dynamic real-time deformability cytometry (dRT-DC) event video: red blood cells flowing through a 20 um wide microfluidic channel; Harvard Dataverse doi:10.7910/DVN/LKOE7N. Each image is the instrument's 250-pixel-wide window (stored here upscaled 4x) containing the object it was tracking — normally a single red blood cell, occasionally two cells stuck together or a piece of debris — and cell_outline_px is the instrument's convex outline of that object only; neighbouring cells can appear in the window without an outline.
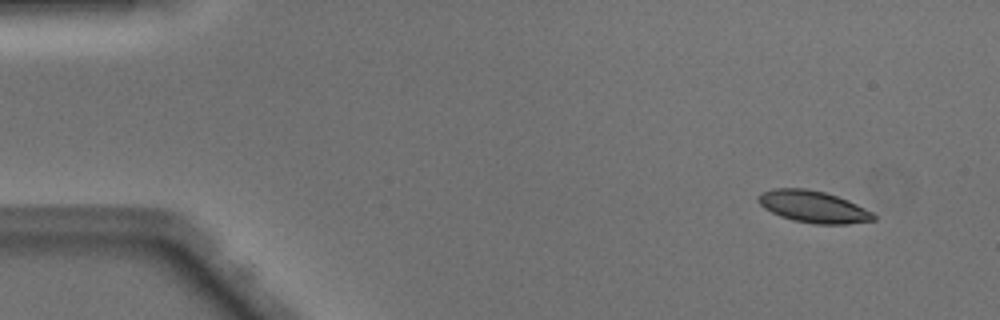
{"species": "Egyptian fruit bat (a non-hibernating species)", "species_latin": "Rousettus aegyptiacus", "temperature_condition": "warm", "stored_images_in_passage": 49, "camera_frame_rate_fps": 3000, "um_per_image_px": 0.085, "animal": {"sex": "male"}, "frame": {"image": 1, "passage_image": 4, "time_ms": 1.0, "image_size_px": [1000, 320], "cell_outline_px": [[876, 220], [848, 224], [816, 224], [792, 220], [780, 216], [764, 208], [756, 200], [756, 196], [760, 192], [776, 188], [804, 188], [824, 192], [848, 200], [872, 212], [876, 216]], "centroid_in_image_um": [69.1, 17.57], "position_along_channel_um": 15.9, "area_um2": 21.44}}
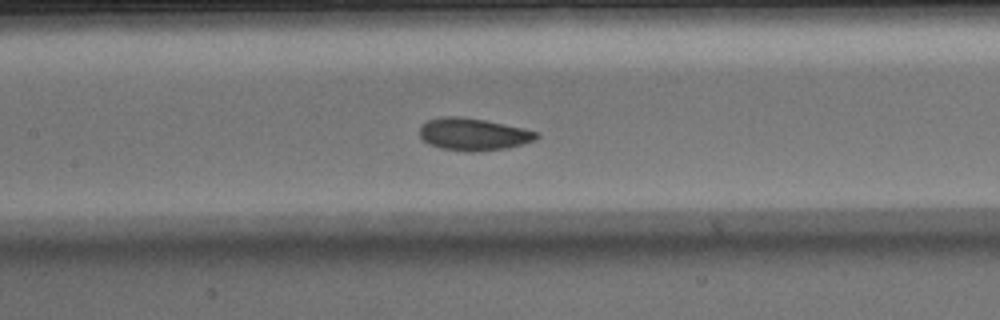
{"frame": {"image": 2, "passage_image": 23, "time_ms": 7.333, "image_size_px": [1000, 320], "cell_outline_px": [[540, 136], [536, 140], [508, 148], [476, 152], [468, 152], [440, 148], [428, 144], [420, 136], [420, 124], [428, 120], [444, 116], [460, 116], [484, 120], [524, 128], [540, 132]], "centroid_in_image_um": [40.25, 11.42], "position_along_channel_um": 167.1, "area_um2": 22.25}}
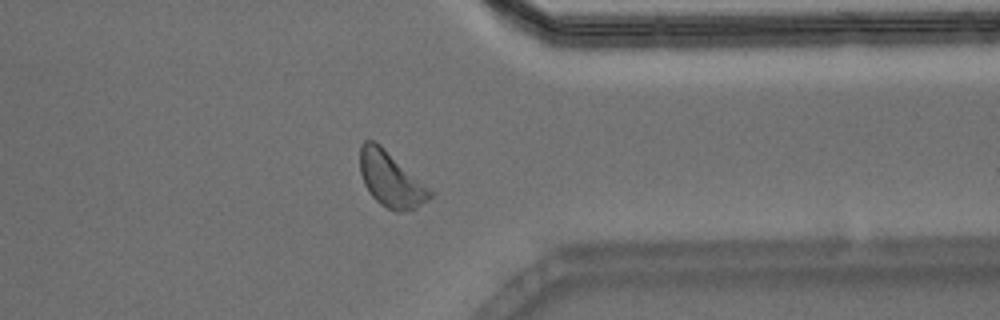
{"frame": {"image": 3, "passage_image": 39, "time_ms": 12.667, "image_size_px": [1000, 320], "cell_outline_px": [[436, 192], [432, 196], [416, 208], [400, 212], [396, 212], [380, 204], [372, 196], [364, 184], [360, 172], [360, 144], [364, 140], [372, 140], [380, 144]], "centroid_in_image_um": [33.24, 15.23], "position_along_channel_um": 378.2, "area_um2": 22.72}, "authors_computed_cell_mechanics": {"area_um2": 21.964, "velocity_mm_per_s": 4.0641, "shape_relaxation_time_tau1_ms": 3.4575, "shape_relaxation_time_tau2_ms": 6.9139, "deformation_change_tau1": 0.1289, "deformation_change_tau2": 0.1323}}